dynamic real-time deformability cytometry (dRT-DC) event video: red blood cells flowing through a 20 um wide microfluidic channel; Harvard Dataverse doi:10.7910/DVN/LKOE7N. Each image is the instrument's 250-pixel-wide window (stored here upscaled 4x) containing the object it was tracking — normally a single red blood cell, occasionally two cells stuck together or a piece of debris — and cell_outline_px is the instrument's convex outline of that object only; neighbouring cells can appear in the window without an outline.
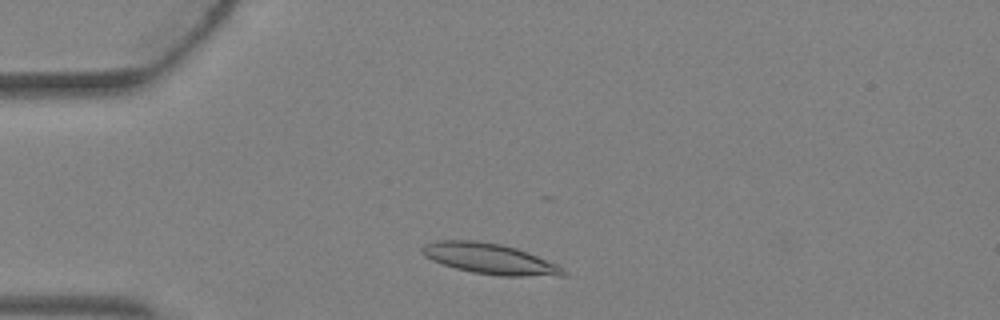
{"species": "Egyptian fruit bat (a non-hibernating species)", "species_latin": "Rousettus aegyptiacus", "temperature_condition": "warm", "stored_images_in_passage": 2, "camera_frame_rate_fps": 3000, "um_per_image_px": 0.085, "animal": {"sex": "female"}, "frame": {"image": 1, "passage_image": 2, "time_ms": 0.333, "image_size_px": [1000, 320], "cell_outline_px": [[564, 276], [500, 276], [472, 272], [456, 268], [432, 260], [424, 256], [420, 252], [420, 248], [424, 244], [436, 240], [476, 240], [500, 244], [516, 248], [528, 252], [556, 264], [564, 272]], "centroid_in_image_um": [41.57, 21.98], "position_along_channel_um": 43.4, "area_um2": 25.09}}